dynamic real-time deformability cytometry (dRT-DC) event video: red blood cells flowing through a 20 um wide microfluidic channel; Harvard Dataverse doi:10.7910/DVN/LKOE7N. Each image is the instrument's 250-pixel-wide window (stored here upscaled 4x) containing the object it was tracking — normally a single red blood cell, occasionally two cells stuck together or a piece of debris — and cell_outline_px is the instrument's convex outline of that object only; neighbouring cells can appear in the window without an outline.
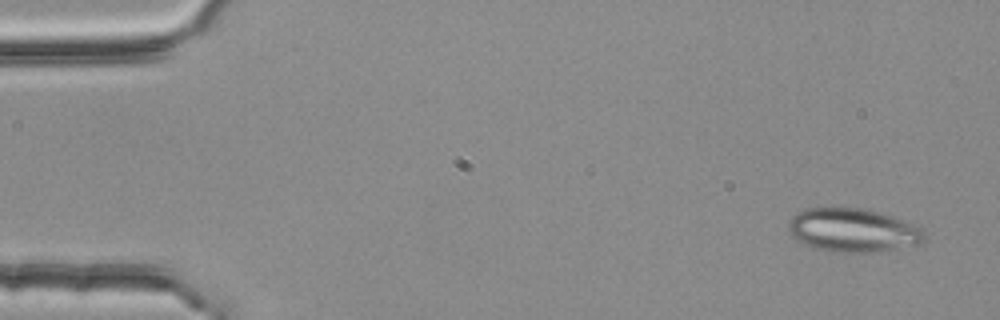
{"species": "common noctule bat (a hibernating species)", "species_latin": "Nyctalus noctula", "temperature_condition": "room temperature", "stored_images_in_passage": 6, "camera_frame_rate_fps": 3000, "um_per_image_px": 0.085, "animal": {"sex": "female", "body_mass_g": 25.1}, "frame": {"image": 1, "passage_image": 1, "time_ms": 0.0, "image_size_px": [1000, 320], "cell_outline_px": [[924, 240], [916, 244], [876, 252], [832, 252], [816, 248], [804, 244], [796, 240], [792, 236], [788, 228], [788, 220], [792, 216], [808, 208], [864, 208], [892, 216], [920, 228], [924, 236]], "centroid_in_image_um": [72.43, 19.57], "position_along_channel_um": 12.6, "area_um2": 34.1}}